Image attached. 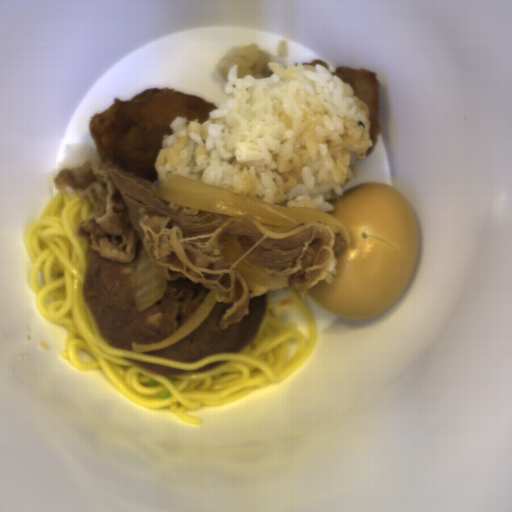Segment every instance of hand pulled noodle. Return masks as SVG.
Here are the masks:
<instances>
[{
  "mask_svg": "<svg viewBox=\"0 0 512 512\" xmlns=\"http://www.w3.org/2000/svg\"><path fill=\"white\" fill-rule=\"evenodd\" d=\"M95 204L57 192L25 231L31 268L29 288L36 294L38 313L67 331L64 360L77 370L101 371L126 399L142 408L165 410L201 426L189 411L219 407L283 381L302 368L317 342L316 324L298 291L291 298L268 301L252 340L236 353L210 355L196 363H182L133 349L110 345L86 304L82 284L91 241L73 236L80 221L91 216ZM198 370L226 361L208 372L158 375L122 358Z\"/></svg>",
  "mask_w": 512,
  "mask_h": 512,
  "instance_id": "obj_1",
  "label": "hand pulled noodle"
}]
</instances>
